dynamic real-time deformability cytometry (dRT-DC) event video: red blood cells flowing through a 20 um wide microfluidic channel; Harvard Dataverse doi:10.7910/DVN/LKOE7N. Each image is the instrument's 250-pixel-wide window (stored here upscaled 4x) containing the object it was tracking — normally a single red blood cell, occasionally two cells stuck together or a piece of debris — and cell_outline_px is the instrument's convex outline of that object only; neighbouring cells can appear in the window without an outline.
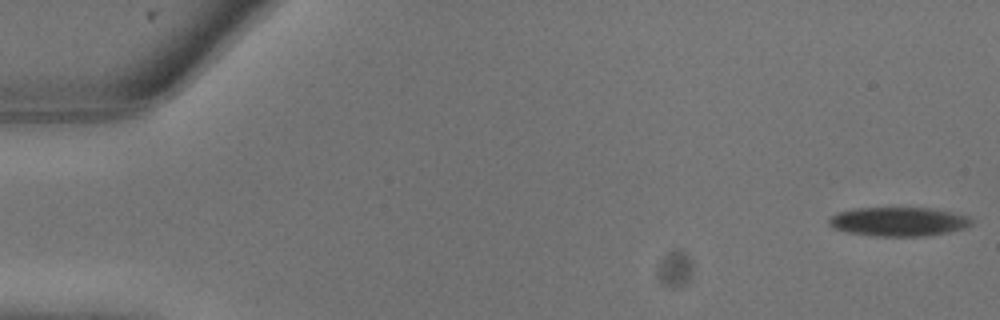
{"species": "common noctule bat (a hibernating species)", "species_latin": "Nyctalus noctula", "temperature_condition": "warm", "stored_images_in_passage": 11, "camera_frame_rate_fps": 3000, "um_per_image_px": 0.085, "animal": {"sex": "male", "body_mass_g": 13.3}, "frame": {"image": 1, "passage_image": 1, "time_ms": 0.0, "image_size_px": [1000, 320], "cell_outline_px": [[972, 224], [964, 228], [948, 232], [928, 236], [872, 236], [844, 232], [832, 228], [828, 224], [828, 220], [836, 212], [856, 208], [932, 208], [952, 212], [968, 216], [972, 220]], "centroid_in_image_um": [76.34, 18.84], "position_along_channel_um": 8.7, "area_um2": 24.33}}
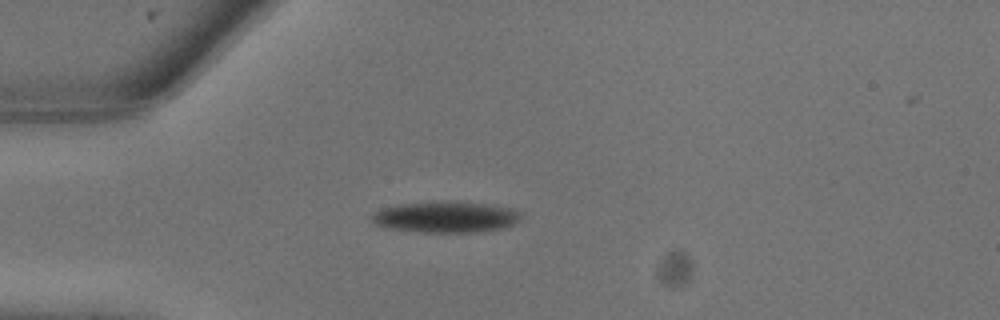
{"frame": {"image": 2, "passage_image": 7, "time_ms": 2.0, "image_size_px": [1000, 320], "cell_outline_px": [[520, 220], [504, 228], [476, 232], [424, 232], [392, 228], [376, 224], [368, 216], [380, 208], [396, 204], [488, 204], [512, 208], [520, 212]], "centroid_in_image_um": [37.88, 18.48], "position_along_channel_um": 47.1, "area_um2": 25.95}}
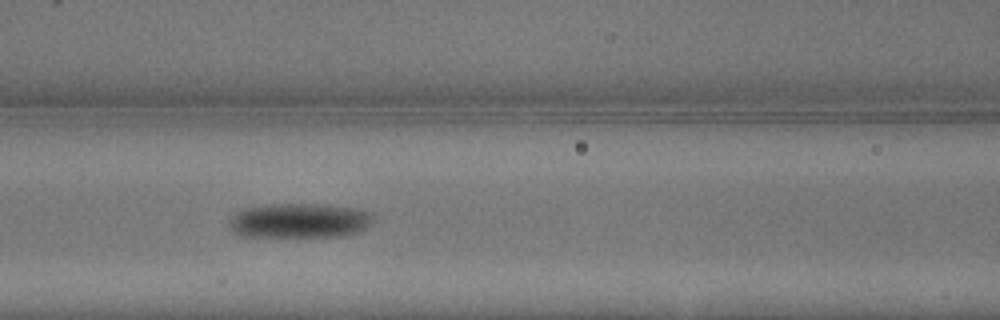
{"frame": {"image": 3, "passage_image": 11, "time_ms": 3.333, "image_size_px": [1000, 320], "cell_outline_px": [[376, 220], [368, 228], [360, 232], [340, 236], [244, 236], [232, 232], [228, 228], [228, 220], [236, 212], [244, 208], [264, 204], [328, 204], [360, 208], [372, 212], [376, 216]], "centroid_in_image_um": [25.52, 18.73], "position_along_channel_um": 141.1, "area_um2": 29.94}}